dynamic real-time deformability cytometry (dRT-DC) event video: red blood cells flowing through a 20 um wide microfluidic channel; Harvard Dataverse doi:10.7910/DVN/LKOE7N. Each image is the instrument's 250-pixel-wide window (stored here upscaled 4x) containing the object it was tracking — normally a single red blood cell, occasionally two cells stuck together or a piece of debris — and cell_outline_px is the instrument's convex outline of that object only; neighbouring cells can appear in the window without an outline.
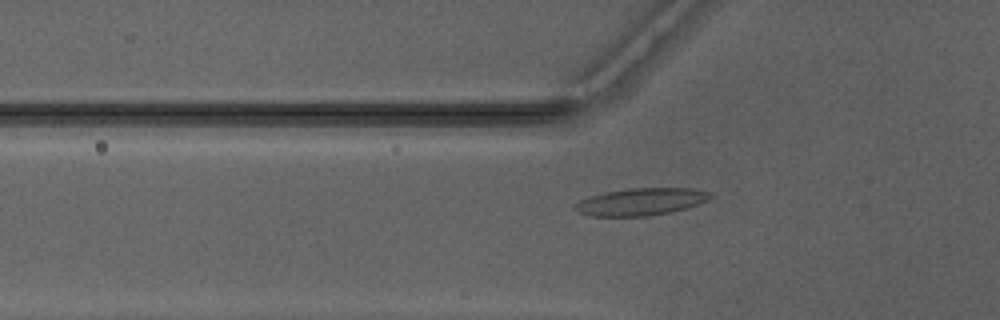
{"species": "Egyptian fruit bat (a non-hibernating species)", "species_latin": "Rousettus aegyptiacus", "temperature_condition": "warm", "stored_images_in_passage": 36, "camera_frame_rate_fps": 3000, "um_per_image_px": 0.085, "animal": {"sex": "male"}, "frame": {"image": 1, "passage_image": 3, "time_ms": 0.667, "image_size_px": [1000, 320], "cell_outline_px": [[712, 196], [708, 200], [672, 212], [648, 216], [592, 216], [580, 212], [576, 208], [576, 204], [580, 200], [588, 196], [604, 192], [628, 188], [692, 188], [712, 192]], "centroid_in_image_um": [54.5, 17.13], "position_along_channel_um": 71.3, "area_um2": 21.39}}
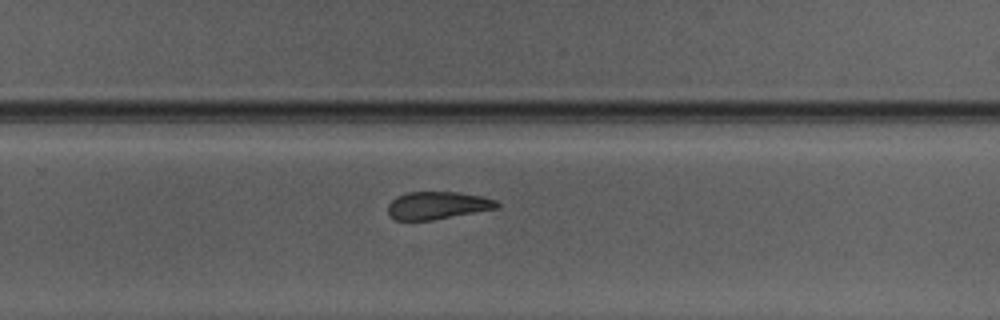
{"frame": {"image": 2, "passage_image": 19, "time_ms": 6.0, "image_size_px": [1000, 320], "cell_outline_px": [[500, 208], [432, 220], [396, 220], [388, 216], [388, 204], [396, 196], [408, 192], [456, 192], [484, 196], [496, 200], [500, 204]], "centroid_in_image_um": [37.2, 17.46], "position_along_channel_um": 292.6, "area_um2": 17.74}}
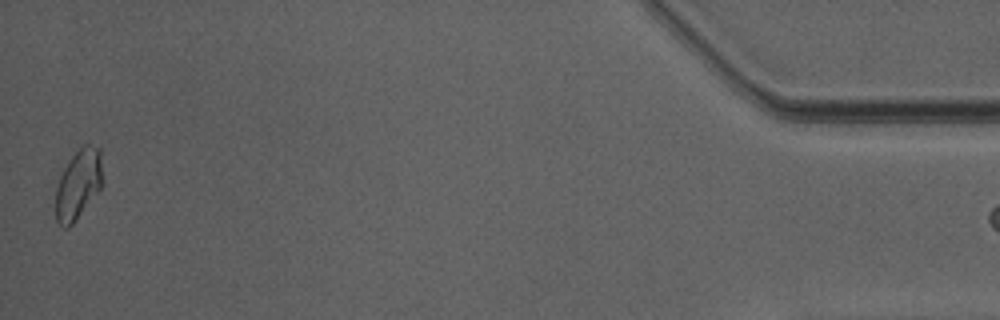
{"frame": {"image": 3, "passage_image": 35, "time_ms": 11.333, "image_size_px": [1000, 320], "cell_outline_px": [[100, 188], [72, 224], [68, 228], [64, 228], [56, 220], [56, 188], [60, 176], [64, 168], [72, 156], [84, 144], [88, 144], [100, 148]], "centroid_in_image_um": [6.61, 15.67], "position_along_channel_um": 428.6, "area_um2": 18.32}}